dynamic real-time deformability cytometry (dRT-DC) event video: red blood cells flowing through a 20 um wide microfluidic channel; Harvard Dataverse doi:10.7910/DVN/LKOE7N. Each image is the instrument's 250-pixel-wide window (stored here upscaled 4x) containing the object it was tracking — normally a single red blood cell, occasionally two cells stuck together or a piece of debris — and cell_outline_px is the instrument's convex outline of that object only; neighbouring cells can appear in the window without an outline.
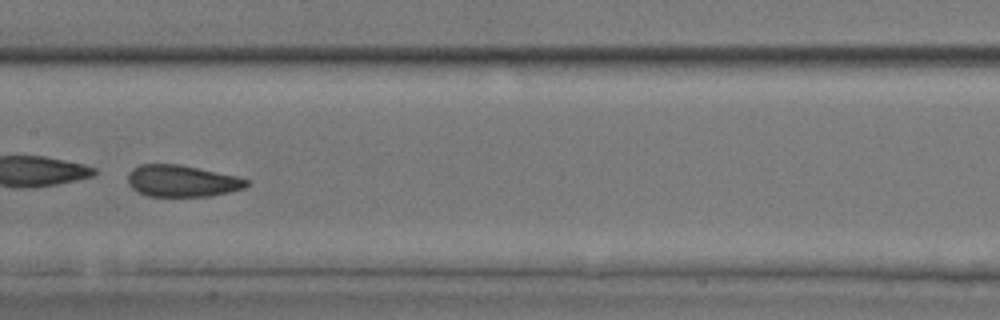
{"species": "common noctule bat (a hibernating species)", "species_latin": "Nyctalus noctula", "temperature_condition": "room temperature", "stored_images_in_passage": 44, "camera_frame_rate_fps": 3000, "um_per_image_px": 0.085, "animal": {"sex": "male", "body_mass_g": 17.9, "forearm_length_mm": 54.2}, "frame": {"image": 1, "passage_image": 19, "time_ms": 6.0, "image_size_px": [1000, 320], "cell_outline_px": [[252, 180], [244, 188], [228, 192], [208, 196], [148, 196], [132, 188], [128, 184], [128, 172], [132, 168], [140, 164], [180, 164], [236, 176]], "centroid_in_image_um": [15.46, 15.37], "position_along_channel_um": 191.9, "area_um2": 21.91}, "authors_computed_cell_mechanics": {"area_um2": 23.9581, "velocity_mm_per_s": 3.8749, "shape_relaxation_time_tau1_ms": 1.0299, "shape_relaxation_time_tau2_ms": 1.3742, "deformation_change_tau1": 0.229, "deformation_change_tau2": 0.0975}}